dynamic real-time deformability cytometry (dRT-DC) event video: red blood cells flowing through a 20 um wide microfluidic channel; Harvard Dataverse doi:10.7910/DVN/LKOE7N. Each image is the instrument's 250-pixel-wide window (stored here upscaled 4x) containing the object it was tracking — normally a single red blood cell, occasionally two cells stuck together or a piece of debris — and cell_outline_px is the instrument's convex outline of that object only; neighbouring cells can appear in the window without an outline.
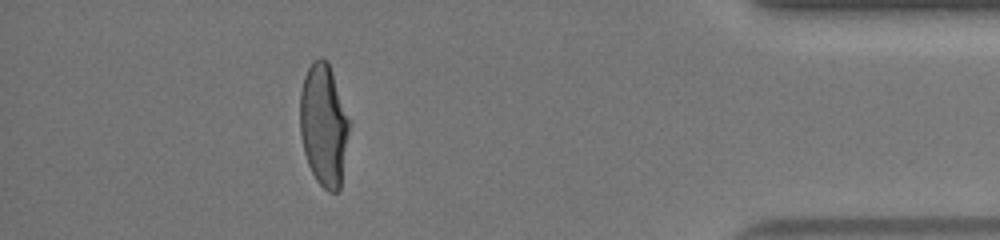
{"species": "human", "species_latin": "Homo sapiens", "temperature_condition": "warm", "stored_images_in_passage": 36, "camera_frame_rate_fps": 3000, "um_per_image_px": 0.085, "donor": {"sex": "female"}, "frame": {"image": 1, "passage_image": 31, "time_ms": 10.0, "image_size_px": [1000, 240], "cell_outline_px": [[348, 132], [340, 188], [336, 192], [328, 192], [316, 180], [308, 164], [304, 152], [300, 132], [300, 92], [304, 76], [312, 60], [320, 56], [328, 60], [348, 120]], "centroid_in_image_um": [27.48, 10.6], "position_along_channel_um": 407.7, "area_um2": 34.51}, "authors_computed_cell_mechanics": {"area_um2": 35.4892, "velocity_mm_per_s": 4.0099, "shape_relaxation_time_tau1_ms": 4.7788, "shape_relaxation_time_tau2_ms": null, "deformation_change_tau1": 0.2141, "deformation_change_tau2": null}}